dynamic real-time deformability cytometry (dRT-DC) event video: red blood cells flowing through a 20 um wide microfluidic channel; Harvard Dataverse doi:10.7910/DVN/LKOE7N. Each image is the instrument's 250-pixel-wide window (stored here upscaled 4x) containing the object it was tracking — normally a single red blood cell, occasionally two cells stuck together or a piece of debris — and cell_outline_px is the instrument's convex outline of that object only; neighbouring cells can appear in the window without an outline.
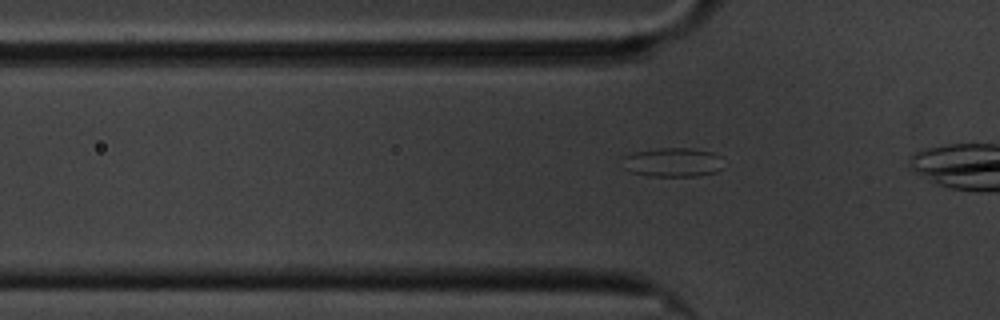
{"species": "common noctule bat (a hibernating species)", "species_latin": "Nyctalus noctula", "temperature_condition": "cold", "stored_images_in_passage": 19, "camera_frame_rate_fps": 3000, "um_per_image_px": 0.085, "animal": {"sex": "male", "body_mass_g": 20.1, "forearm_length_mm": 53.5}, "frame": {"image": 1, "passage_image": 9, "time_ms": 2.667, "image_size_px": [1000, 320], "cell_outline_px": [[720, 168], [716, 172], [700, 176], [648, 176], [632, 172], [624, 168], [624, 156], [632, 152], [660, 148], [692, 148], [712, 152], [720, 156]], "centroid_in_image_um": [57.17, 13.79], "position_along_channel_um": 68.6, "area_um2": 17.05}}
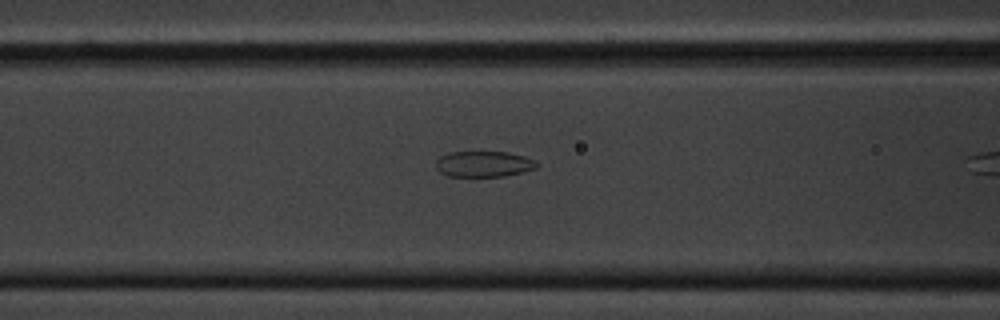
{"frame": {"image": 2, "passage_image": 14, "time_ms": 4.333, "image_size_px": [1000, 320], "cell_outline_px": [[540, 164], [536, 168], [504, 176], [448, 176], [440, 172], [436, 168], [436, 160], [440, 156], [448, 152], [508, 152], [524, 156], [536, 160]], "centroid_in_image_um": [41.12, 13.93], "position_along_channel_um": 125.5, "area_um2": 15.2}}